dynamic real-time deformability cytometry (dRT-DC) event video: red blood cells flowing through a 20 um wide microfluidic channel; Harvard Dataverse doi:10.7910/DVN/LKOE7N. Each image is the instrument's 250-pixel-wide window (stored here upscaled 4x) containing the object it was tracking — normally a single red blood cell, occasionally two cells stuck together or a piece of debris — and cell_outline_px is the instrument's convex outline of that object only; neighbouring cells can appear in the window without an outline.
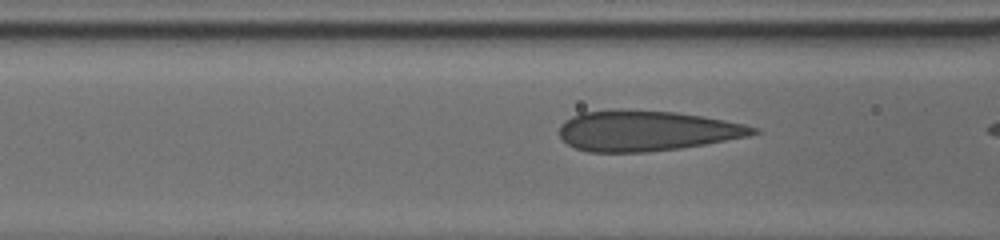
{"species": "human", "species_latin": "Homo sapiens", "temperature_condition": "cold", "stored_images_in_passage": 23, "camera_frame_rate_fps": 3000, "um_per_image_px": 0.085, "donor": {"sex": "male"}, "frame": {"image": 1, "passage_image": 16, "time_ms": 2.0, "image_size_px": [1000, 240], "cell_outline_px": [[760, 132], [748, 136], [704, 144], [680, 148], [644, 152], [588, 152], [576, 148], [568, 144], [560, 136], [560, 124], [564, 120], [580, 112], [620, 108], [628, 108], [676, 112], [704, 116], [744, 124], [760, 128]], "centroid_in_image_um": [54.93, 11.09], "position_along_channel_um": 111.7, "area_um2": 46.07}}